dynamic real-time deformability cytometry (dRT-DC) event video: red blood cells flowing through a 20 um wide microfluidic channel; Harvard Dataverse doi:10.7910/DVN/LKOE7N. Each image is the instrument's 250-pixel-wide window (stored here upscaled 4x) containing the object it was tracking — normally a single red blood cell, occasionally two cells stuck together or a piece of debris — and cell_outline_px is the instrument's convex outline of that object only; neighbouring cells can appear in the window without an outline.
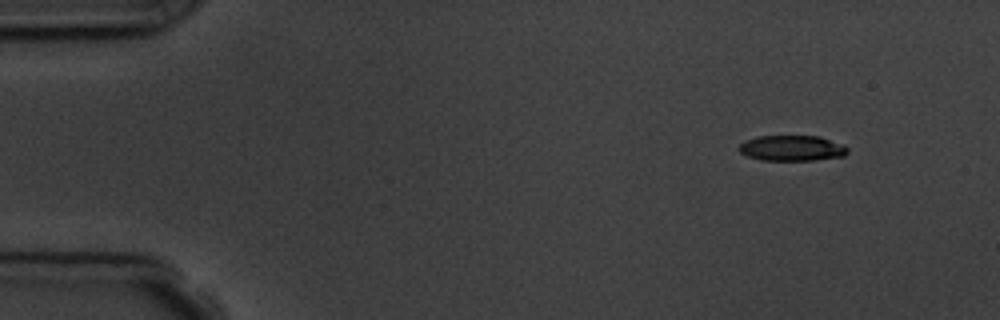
{"species": "common noctule bat (a hibernating species)", "species_latin": "Nyctalus noctula", "temperature_condition": "room temperature", "stored_images_in_passage": 5, "segment_of_instrument_passage": [1, 2], "camera_frame_rate_fps": 3000, "um_per_image_px": 0.085, "animal": {"sex": "male", "body_mass_g": 19.5, "forearm_length_mm": 54.6}, "frame": {"image": 1, "passage_image": 1, "time_ms": 0.0, "image_size_px": [1000, 320], "cell_outline_px": [[848, 152], [844, 156], [812, 160], [760, 160], [748, 156], [740, 152], [736, 148], [744, 140], [756, 136], [820, 136], [844, 144], [848, 148]], "centroid_in_image_um": [67.3, 12.58], "position_along_channel_um": 17.7, "area_um2": 16.36}}
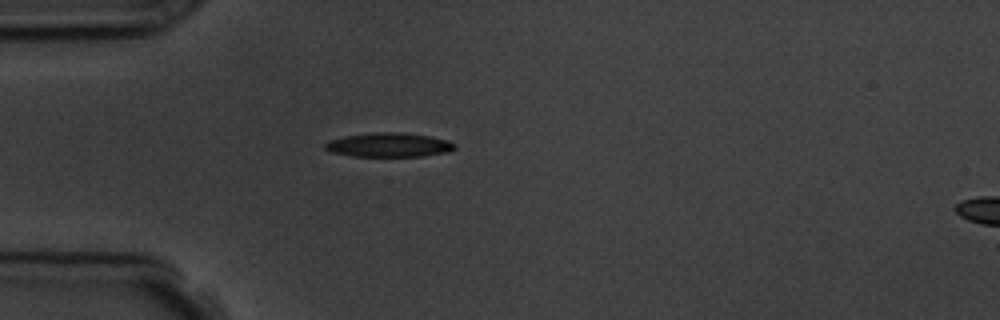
{"frame": {"image": 2, "passage_image": 4, "time_ms": 3.333, "image_size_px": [1000, 320], "cell_outline_px": [[456, 148], [448, 152], [420, 156], [352, 156], [332, 152], [324, 148], [324, 144], [328, 140], [344, 136], [372, 132], [404, 132], [428, 136], [448, 140], [456, 144]], "centroid_in_image_um": [33.05, 12.31], "position_along_channel_um": 52.0, "area_um2": 18.32}}